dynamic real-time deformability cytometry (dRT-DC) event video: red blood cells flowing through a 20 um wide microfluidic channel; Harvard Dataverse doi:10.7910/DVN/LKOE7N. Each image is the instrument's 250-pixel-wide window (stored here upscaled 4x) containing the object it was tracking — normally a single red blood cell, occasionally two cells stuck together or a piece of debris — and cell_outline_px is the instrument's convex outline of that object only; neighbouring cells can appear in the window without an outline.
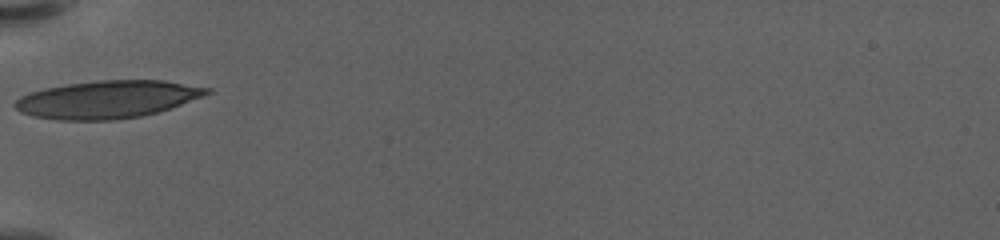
{"species": "human", "species_latin": "Homo sapiens", "temperature_condition": "warm", "stored_images_in_passage": 30, "camera_frame_rate_fps": 3000, "um_per_image_px": 0.085, "donor": {"sex": "female"}, "frame": {"image": 1, "passage_image": 1, "time_ms": 0.0, "image_size_px": [1000, 240], "cell_outline_px": [[212, 92], [204, 96], [156, 112], [140, 116], [116, 120], [56, 120], [32, 116], [20, 112], [12, 104], [20, 96], [28, 92], [44, 88], [68, 84], [100, 80], [164, 80], [212, 88]], "centroid_in_image_um": [9.1, 8.45], "position_along_channel_um": 75.9, "area_um2": 42.14}}
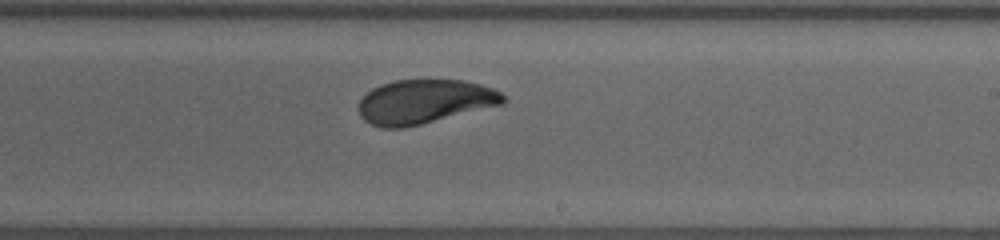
{"frame": {"image": 2, "passage_image": 16, "time_ms": 5.0, "image_size_px": [1000, 240], "cell_outline_px": [[508, 100], [500, 104], [404, 128], [380, 128], [364, 120], [360, 116], [360, 100], [372, 88], [380, 84], [396, 80], [464, 80], [480, 84], [492, 88], [500, 92]], "centroid_in_image_um": [36.06, 8.63], "position_along_channel_um": 252.9, "area_um2": 36.7}}
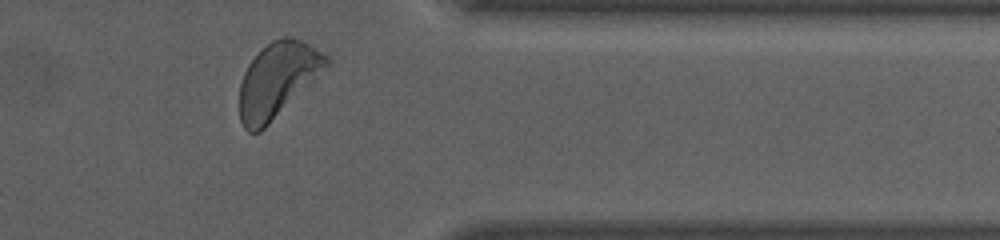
{"frame": {"image": 3, "passage_image": 28, "time_ms": 9.0, "image_size_px": [1000, 240], "cell_outline_px": [[332, 64], [260, 132], [248, 132], [244, 128], [240, 120], [240, 84], [244, 72], [248, 64], [272, 40], [284, 36], [292, 36], [308, 44], [328, 56], [332, 60]], "centroid_in_image_um": [23.62, 6.78], "position_along_channel_um": 387.8, "area_um2": 37.63}, "authors_computed_cell_mechanics": {"area_um2": 37.7145, "velocity_mm_per_s": 3.5536, "shape_relaxation_time_tau1_ms": 4.0785, "shape_relaxation_time_tau2_ms": 1.2636, "deformation_change_tau1": 0.1783, "deformation_change_tau2": 0.0569}}